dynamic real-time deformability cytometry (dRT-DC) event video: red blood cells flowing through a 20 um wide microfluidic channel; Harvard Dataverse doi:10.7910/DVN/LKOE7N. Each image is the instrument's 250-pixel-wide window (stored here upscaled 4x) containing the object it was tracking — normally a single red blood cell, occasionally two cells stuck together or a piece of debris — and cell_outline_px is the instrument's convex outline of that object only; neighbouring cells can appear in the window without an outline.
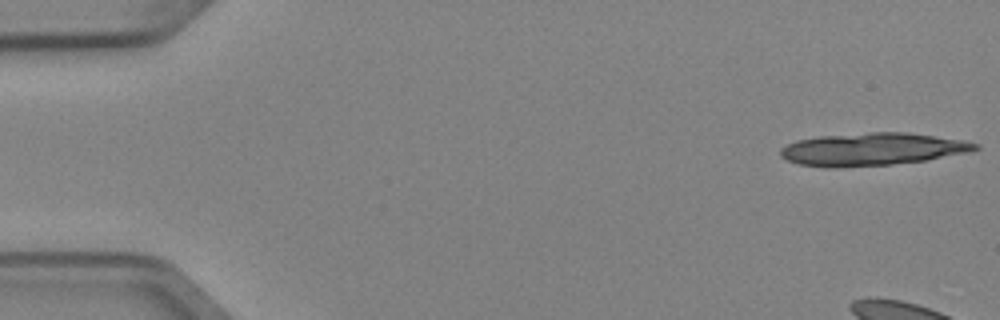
{"species": "Egyptian fruit bat (a non-hibernating species)", "species_latin": "Rousettus aegyptiacus", "temperature_condition": "cold", "stored_images_in_passage": 4, "segment_of_instrument_passage": [2, 2], "camera_frame_rate_fps": 3000, "um_per_image_px": 0.085, "animal": {"sex": "female"}, "frame": {"image": 1, "passage_image": 4, "time_ms": 1.0, "image_size_px": [1000, 320], "cell_outline_px": [[980, 148], [972, 152], [924, 160], [892, 164], [836, 168], [828, 168], [800, 164], [788, 160], [780, 156], [780, 148], [796, 140], [820, 136], [868, 132], [908, 132], [960, 140], [980, 144]], "centroid_in_image_um": [74.13, 12.68], "position_along_channel_um": 10.9, "area_um2": 37.05}}